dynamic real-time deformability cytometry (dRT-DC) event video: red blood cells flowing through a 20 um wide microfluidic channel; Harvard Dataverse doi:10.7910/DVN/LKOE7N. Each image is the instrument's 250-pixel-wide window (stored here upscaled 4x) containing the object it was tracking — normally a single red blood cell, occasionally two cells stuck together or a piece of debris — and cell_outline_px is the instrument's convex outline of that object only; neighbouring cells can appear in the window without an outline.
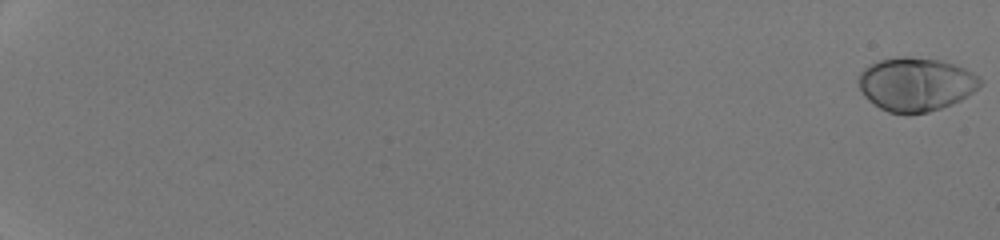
{"species": "human", "species_latin": "Homo sapiens", "temperature_condition": "room temperature", "stored_images_in_passage": 53, "camera_frame_rate_fps": 3000, "um_per_image_px": 0.085, "donor": {"sex": "male"}, "frame": {"image": 1, "passage_image": 1, "time_ms": 0.0, "image_size_px": [1000, 240], "cell_outline_px": [[984, 80], [972, 92], [960, 100], [952, 104], [928, 112], [888, 112], [880, 108], [868, 100], [864, 96], [856, 80], [860, 72], [864, 68], [880, 60], [896, 56], [912, 56], [936, 60], [952, 64], [964, 68], [980, 76]], "centroid_in_image_um": [77.82, 7.14], "position_along_channel_um": 7.2, "area_um2": 37.74}}
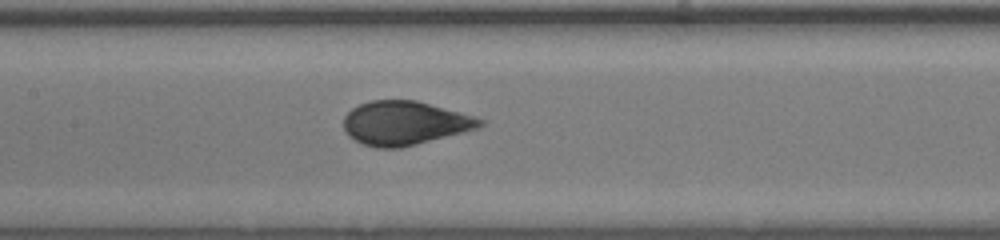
{"frame": {"image": 2, "passage_image": 31, "time_ms": 10.0, "image_size_px": [1000, 240], "cell_outline_px": [[484, 124], [480, 128], [400, 148], [376, 148], [364, 144], [348, 136], [344, 128], [344, 116], [352, 108], [368, 100], [416, 100], [476, 116], [484, 120]], "centroid_in_image_um": [34.41, 10.45], "position_along_channel_um": 173.0, "area_um2": 34.91}}
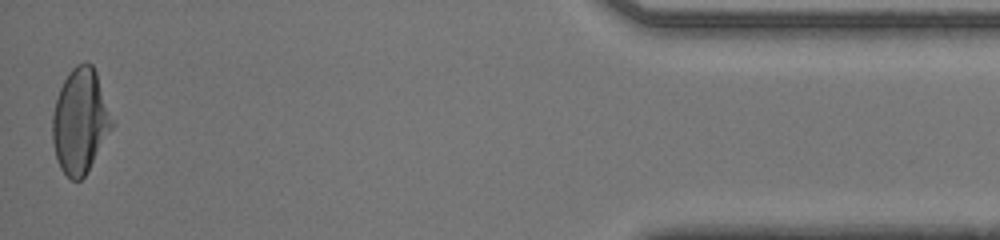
{"frame": {"image": 3, "passage_image": 53, "time_ms": 17.333, "image_size_px": [1000, 240], "cell_outline_px": [[116, 124], [84, 176], [80, 180], [72, 180], [60, 168], [56, 160], [52, 140], [52, 116], [56, 100], [60, 88], [68, 72], [76, 64], [84, 60], [92, 64], [96, 72]], "centroid_in_image_um": [6.83, 10.27], "position_along_channel_um": 428.4, "area_um2": 36.7}, "authors_computed_cell_mechanics": {"area_um2": 35.547, "velocity_mm_per_s": 4.306, "shape_relaxation_time_tau1_ms": 3.5956, "shape_relaxation_time_tau2_ms": null, "deformation_change_tau1": 0.189, "deformation_change_tau2": null}}